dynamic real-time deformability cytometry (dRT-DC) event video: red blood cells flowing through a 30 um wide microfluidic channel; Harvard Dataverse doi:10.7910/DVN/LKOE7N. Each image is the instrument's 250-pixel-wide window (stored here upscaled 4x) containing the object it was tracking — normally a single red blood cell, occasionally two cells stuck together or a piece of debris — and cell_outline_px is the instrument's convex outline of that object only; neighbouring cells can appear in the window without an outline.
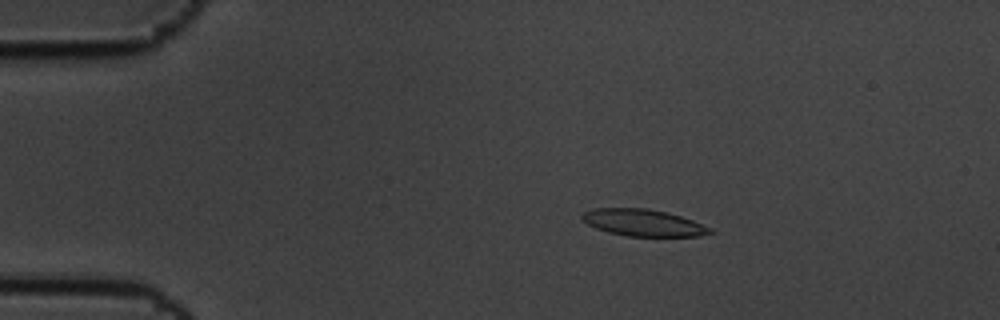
{"species": "common noctule bat (a hibernating species)", "species_latin": "Nyctalus noctula", "temperature_condition": "cold", "stored_images_in_passage": 15, "camera_frame_rate_fps": 3000, "um_per_image_px": 0.085, "animal": {"sex": "male", "body_mass_g": 19.5, "forearm_length_mm": 54.6}, "frame": {"image": 1, "passage_image": 3, "time_ms": 0.667, "image_size_px": [1000, 320], "cell_outline_px": [[716, 232], [700, 236], [628, 236], [608, 232], [596, 228], [580, 220], [580, 216], [584, 212], [592, 208], [648, 208], [668, 212], [692, 220], [712, 228]], "centroid_in_image_um": [54.67, 18.92], "position_along_channel_um": 30.3, "area_um2": 20.17}}
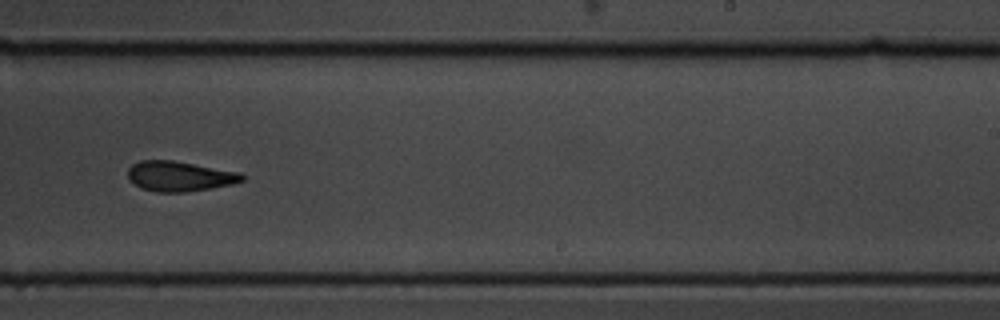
{"frame": {"image": 2, "passage_image": 10, "time_ms": 3.0, "image_size_px": [1000, 320], "cell_outline_px": [[244, 180], [232, 184], [212, 188], [184, 192], [156, 192], [140, 188], [128, 180], [128, 168], [132, 164], [140, 160], [172, 160], [240, 172], [244, 176]], "centroid_in_image_um": [15.23, 14.98], "position_along_channel_um": 273.8, "area_um2": 20.11}}
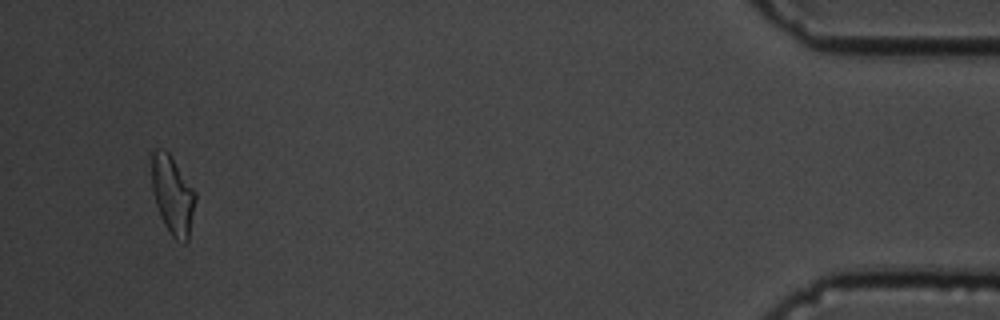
{"frame": {"image": 3, "passage_image": 15, "time_ms": 4.667, "image_size_px": [1000, 320], "cell_outline_px": [[196, 200], [188, 240], [184, 244], [176, 240], [172, 236], [164, 224], [160, 216], [156, 204], [152, 188], [152, 152], [156, 148], [164, 148], [168, 152], [196, 192]], "centroid_in_image_um": [14.68, 16.59], "position_along_channel_um": 420.5, "area_um2": 19.94}}